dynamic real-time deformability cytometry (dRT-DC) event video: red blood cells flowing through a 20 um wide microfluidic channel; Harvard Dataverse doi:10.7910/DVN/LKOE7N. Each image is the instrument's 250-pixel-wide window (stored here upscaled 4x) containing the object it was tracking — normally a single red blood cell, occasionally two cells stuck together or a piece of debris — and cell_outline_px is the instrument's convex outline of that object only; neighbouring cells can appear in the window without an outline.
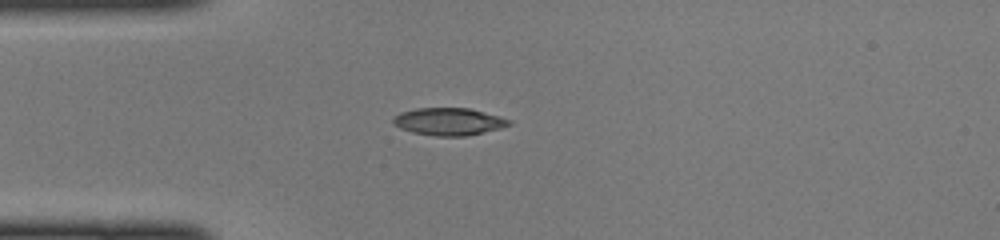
{"species": "common noctule bat (a hibernating species)", "species_latin": "Nyctalus noctula", "temperature_condition": "cold", "stored_images_in_passage": 35, "camera_frame_rate_fps": 3000, "um_per_image_px": 0.085, "animal": {"sex": "female", "body_mass_g": 22.0, "forearm_length_mm": 56.7}, "frame": {"image": 1, "passage_image": 1, "time_ms": 0.0, "image_size_px": [1000, 240], "cell_outline_px": [[512, 124], [500, 128], [464, 136], [436, 136], [412, 132], [400, 128], [392, 124], [392, 116], [400, 112], [416, 108], [468, 108], [500, 116], [508, 120]], "centroid_in_image_um": [38.08, 10.33], "position_along_channel_um": 46.9, "area_um2": 18.44}}
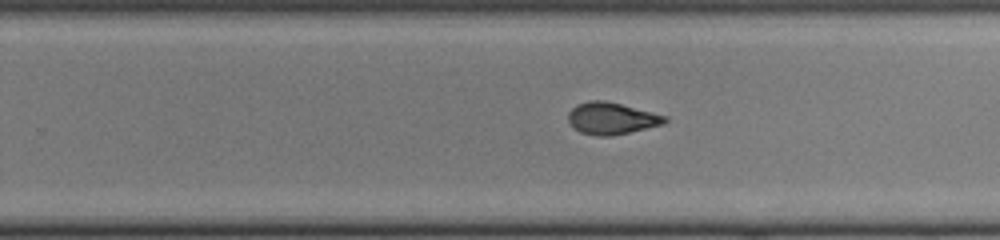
{"frame": {"image": 2, "passage_image": 18, "time_ms": 5.667, "image_size_px": [1000, 240], "cell_outline_px": [[668, 120], [664, 124], [612, 136], [596, 136], [580, 132], [572, 128], [568, 120], [568, 112], [576, 104], [588, 100], [604, 100], [668, 116]], "centroid_in_image_um": [51.95, 10.06], "position_along_channel_um": 277.8, "area_um2": 18.09}}
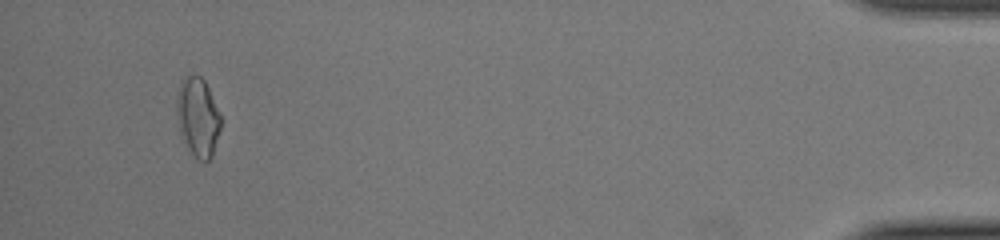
{"frame": {"image": 3, "passage_image": 33, "time_ms": 10.667, "image_size_px": [1000, 240], "cell_outline_px": [[224, 120], [212, 156], [208, 160], [196, 160], [180, 136], [176, 108], [176, 100], [180, 84], [184, 76], [200, 76], [204, 80]], "centroid_in_image_um": [16.84, 9.98], "position_along_channel_um": 418.4, "area_um2": 20.58}}